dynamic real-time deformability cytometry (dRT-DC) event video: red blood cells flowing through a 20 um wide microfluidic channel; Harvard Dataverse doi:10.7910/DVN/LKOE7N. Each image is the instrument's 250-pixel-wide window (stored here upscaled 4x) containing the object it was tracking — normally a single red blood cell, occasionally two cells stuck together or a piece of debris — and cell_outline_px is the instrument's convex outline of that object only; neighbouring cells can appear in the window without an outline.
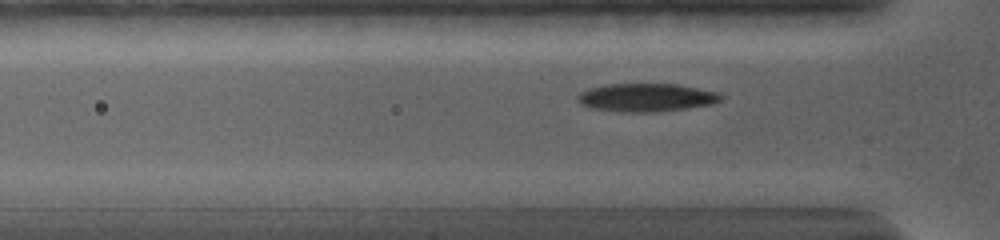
{"species": "common noctule bat (a hibernating species)", "species_latin": "Nyctalus noctula", "temperature_condition": "warm", "stored_images_in_passage": 33, "camera_frame_rate_fps": 5000, "um_per_image_px": 0.085, "animal": {"sex": "female", "body_mass_g": 19.0, "forearm_length_mm": 56.7}, "frame": {"image": 1, "passage_image": 2, "time_ms": 0.4, "image_size_px": [1000, 240], "cell_outline_px": [[724, 96], [720, 100], [712, 104], [688, 108], [656, 112], [620, 112], [592, 108], [580, 104], [576, 100], [576, 96], [580, 92], [588, 88], [608, 84], [676, 84], [716, 92]], "centroid_in_image_um": [54.89, 8.29], "position_along_channel_um": 70.9, "area_um2": 23.58}}
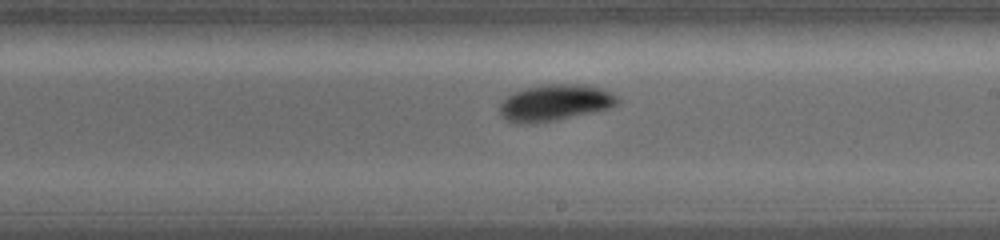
{"frame": {"image": 2, "passage_image": 15, "time_ms": 5.0, "image_size_px": [1000, 240], "cell_outline_px": [[620, 100], [616, 104], [608, 108], [592, 112], [552, 120], [528, 124], [516, 124], [508, 120], [500, 112], [500, 104], [508, 96], [524, 88], [544, 84], [584, 84], [600, 88], [620, 96]], "centroid_in_image_um": [47.19, 8.71], "position_along_channel_um": 241.8, "area_um2": 24.62}}
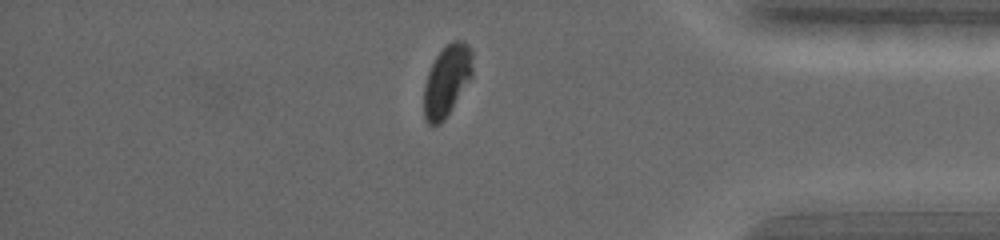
{"frame": {"image": 3, "passage_image": 29, "time_ms": 9.8, "image_size_px": [1000, 240], "cell_outline_px": [[472, 76], [444, 120], [440, 124], [432, 128], [424, 120], [424, 84], [428, 72], [436, 56], [452, 40], [464, 40], [472, 48]], "centroid_in_image_um": [37.97, 6.87], "position_along_channel_um": 397.2, "area_um2": 20.29}}